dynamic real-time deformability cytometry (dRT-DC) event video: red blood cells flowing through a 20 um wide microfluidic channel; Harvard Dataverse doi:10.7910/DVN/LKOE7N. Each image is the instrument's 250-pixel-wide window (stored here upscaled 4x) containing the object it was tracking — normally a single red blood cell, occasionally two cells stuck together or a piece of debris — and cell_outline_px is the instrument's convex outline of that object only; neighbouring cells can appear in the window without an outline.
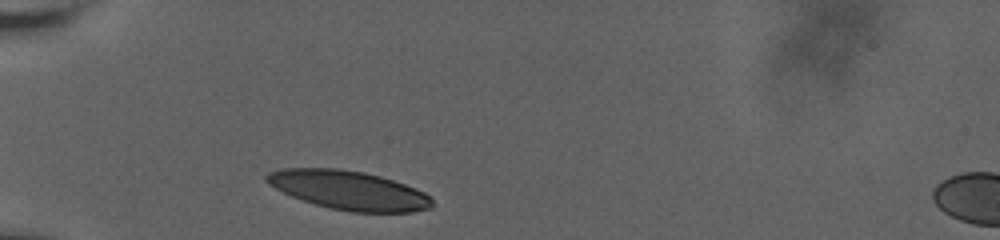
{"species": "human", "species_latin": "Homo sapiens", "temperature_condition": "room temperature", "stored_images_in_passage": 3, "camera_frame_rate_fps": 3000, "um_per_image_px": 0.085, "donor": {"sex": "male"}, "frame": {"image": 1, "passage_image": 1, "time_ms": 0.0, "image_size_px": [1000, 240], "cell_outline_px": [[432, 208], [412, 212], [352, 212], [332, 208], [316, 204], [292, 196], [268, 184], [264, 180], [264, 176], [268, 172], [280, 168], [336, 168], [364, 172], [380, 176], [404, 184], [424, 192], [432, 200]], "centroid_in_image_um": [29.62, 16.16], "position_along_channel_um": 55.4, "area_um2": 37.34}}
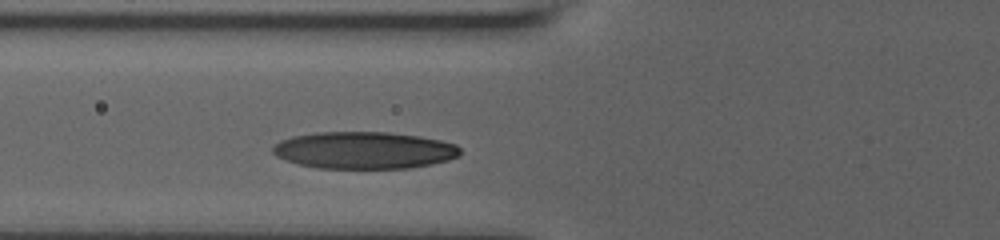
{"frame": {"image": 2, "passage_image": 3, "time_ms": 1.667, "image_size_px": [1000, 240], "cell_outline_px": [[460, 156], [448, 160], [432, 164], [412, 168], [316, 168], [284, 160], [276, 156], [272, 152], [272, 148], [280, 140], [292, 136], [316, 132], [388, 132], [420, 136], [440, 140], [456, 144], [460, 148]], "centroid_in_image_um": [30.95, 12.77], "position_along_channel_um": 94.8, "area_um2": 40.69}}